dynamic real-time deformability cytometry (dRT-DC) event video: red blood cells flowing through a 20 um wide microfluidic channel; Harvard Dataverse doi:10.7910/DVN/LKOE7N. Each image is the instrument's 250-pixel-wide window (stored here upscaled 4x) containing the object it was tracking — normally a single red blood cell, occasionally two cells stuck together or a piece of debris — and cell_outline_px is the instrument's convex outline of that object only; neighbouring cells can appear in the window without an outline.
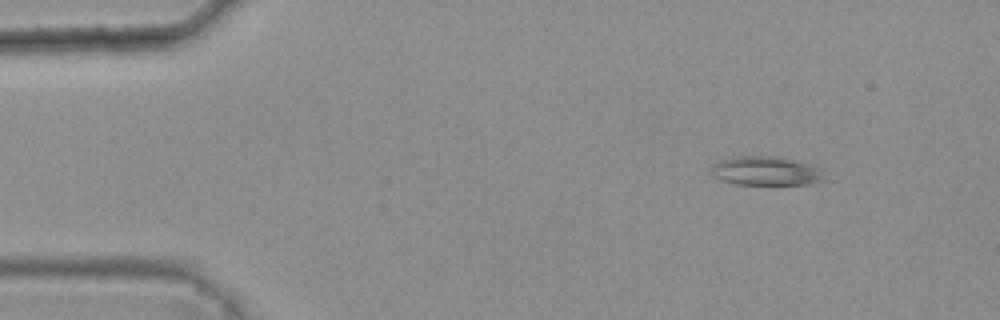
{"species": "common noctule bat (a hibernating species)", "species_latin": "Nyctalus noctula", "temperature_condition": "warm", "stored_images_in_passage": 41, "camera_frame_rate_fps": 3000, "um_per_image_px": 0.085, "animal": {"sex": "female", "body_mass_g": 25.1}, "frame": {"image": 1, "passage_image": 1, "time_ms": 0.0, "image_size_px": [1000, 320], "cell_outline_px": [[832, 180], [812, 184], [736, 184], [720, 180], [712, 176], [712, 168], [720, 160], [736, 156], [776, 156], [824, 168]], "centroid_in_image_um": [65.27, 14.55], "position_along_channel_um": 19.7, "area_um2": 19.59}}
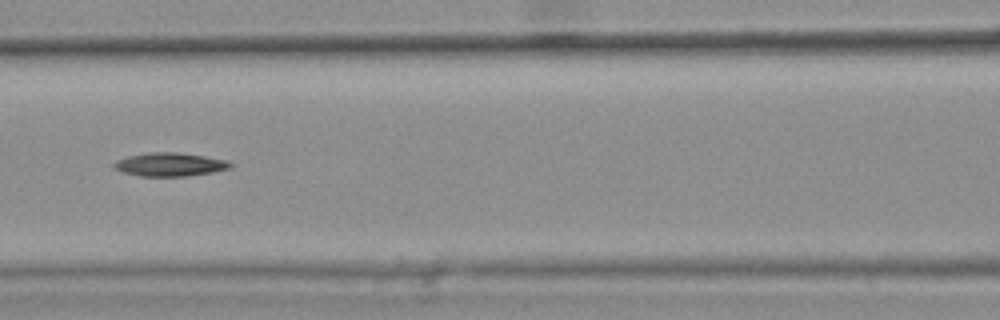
{"frame": {"image": 2, "passage_image": 18, "time_ms": 5.667, "image_size_px": [1000, 320], "cell_outline_px": [[236, 164], [232, 168], [212, 172], [188, 176], [140, 176], [124, 172], [112, 168], [112, 164], [116, 160], [128, 156], [148, 152], [176, 152], [204, 156], [228, 160]], "centroid_in_image_um": [14.47, 13.98], "position_along_channel_um": 152.1, "area_um2": 16.13}}
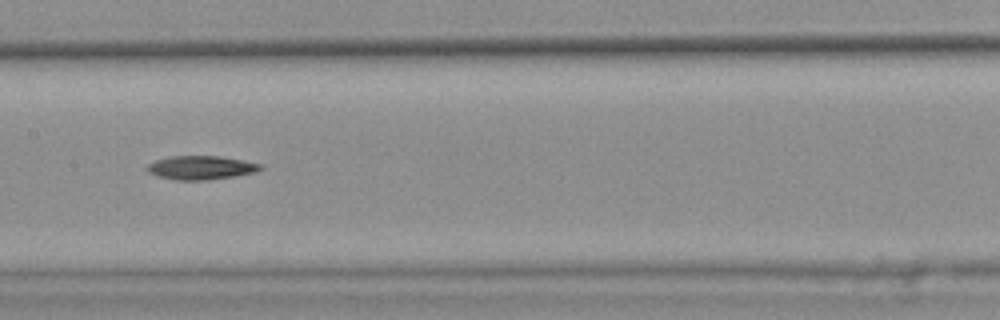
{"frame": {"image": 3, "passage_image": 21, "time_ms": 6.667, "image_size_px": [1000, 320], "cell_outline_px": [[264, 168], [256, 172], [236, 176], [208, 180], [176, 180], [156, 176], [148, 172], [144, 168], [148, 164], [156, 160], [172, 156], [220, 156], [264, 164]], "centroid_in_image_um": [17.1, 14.25], "position_along_channel_um": 190.3, "area_um2": 15.9}}